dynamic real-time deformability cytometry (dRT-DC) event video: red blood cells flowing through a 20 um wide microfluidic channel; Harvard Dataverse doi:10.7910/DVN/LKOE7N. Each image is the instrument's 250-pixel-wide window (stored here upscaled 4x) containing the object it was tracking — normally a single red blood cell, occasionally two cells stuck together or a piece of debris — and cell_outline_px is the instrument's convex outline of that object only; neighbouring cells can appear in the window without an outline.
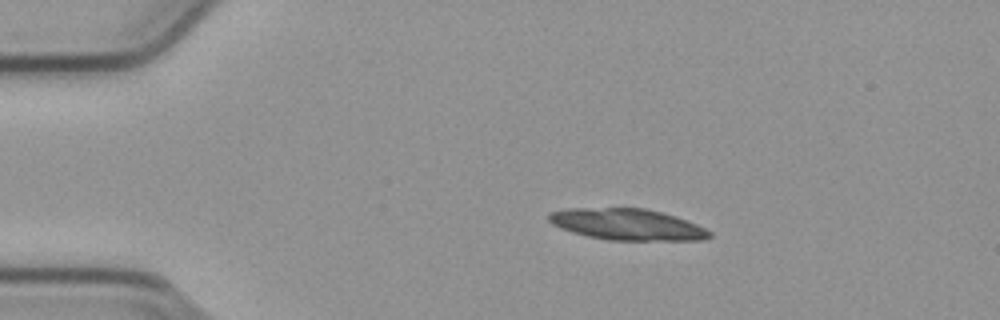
{"species": "common noctule bat (a hibernating species)", "species_latin": "Nyctalus noctula", "temperature_condition": "cold", "stored_images_in_passage": 14, "camera_frame_rate_fps": 3000, "um_per_image_px": 0.085, "animal": {"sex": "male", "body_mass_g": 23.1, "forearm_length_mm": 52.7}, "frame": {"image": 1, "passage_image": 1, "time_ms": 0.0, "image_size_px": [1000, 320], "cell_outline_px": [[712, 236], [700, 240], [608, 240], [588, 236], [572, 232], [560, 228], [552, 224], [548, 220], [548, 216], [552, 212], [568, 208], [644, 208], [676, 216], [696, 224], [712, 232]], "centroid_in_image_um": [53.31, 19.08], "position_along_channel_um": 31.7, "area_um2": 29.19}}